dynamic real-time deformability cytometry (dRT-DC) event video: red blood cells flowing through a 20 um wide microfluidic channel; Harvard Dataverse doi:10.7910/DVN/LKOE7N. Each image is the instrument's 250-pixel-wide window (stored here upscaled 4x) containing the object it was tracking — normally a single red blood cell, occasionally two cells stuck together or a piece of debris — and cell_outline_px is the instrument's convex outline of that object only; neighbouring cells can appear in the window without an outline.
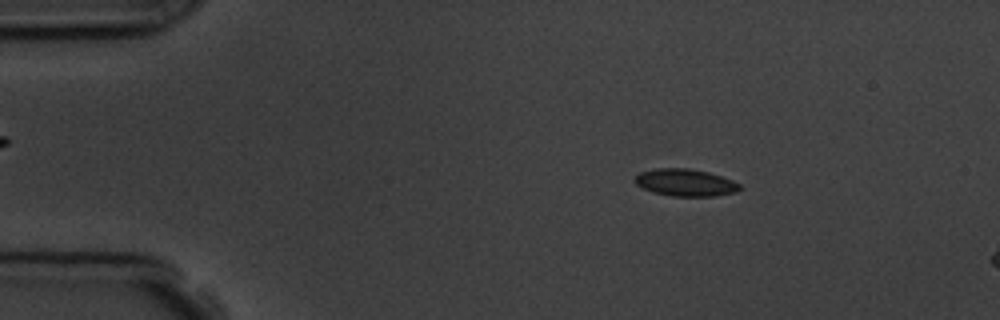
{"species": "common noctule bat (a hibernating species)", "species_latin": "Nyctalus noctula", "temperature_condition": "room temperature", "stored_images_in_passage": 4, "camera_frame_rate_fps": 3000, "um_per_image_px": 0.085, "animal": {"sex": "male", "body_mass_g": 19.5, "forearm_length_mm": 54.6}, "frame": {"image": 1, "passage_image": 2, "time_ms": 1.333, "image_size_px": [1000, 320], "cell_outline_px": [[740, 188], [736, 192], [716, 196], [672, 196], [652, 192], [636, 184], [632, 180], [640, 172], [656, 168], [688, 168], [708, 172], [732, 180], [740, 184]], "centroid_in_image_um": [58.23, 15.52], "position_along_channel_um": 26.8, "area_um2": 16.59}}